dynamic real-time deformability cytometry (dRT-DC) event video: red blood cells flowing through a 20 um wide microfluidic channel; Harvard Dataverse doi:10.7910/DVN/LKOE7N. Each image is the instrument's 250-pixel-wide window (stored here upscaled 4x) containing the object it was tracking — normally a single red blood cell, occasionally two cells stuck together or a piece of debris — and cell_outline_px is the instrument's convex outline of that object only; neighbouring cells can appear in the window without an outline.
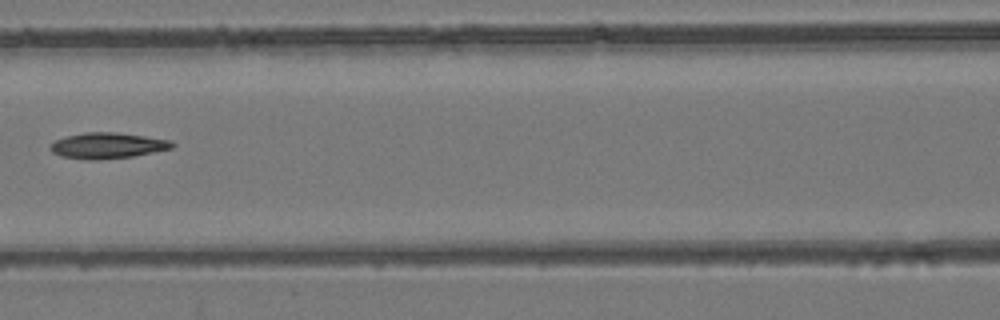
{"species": "common noctule bat (a hibernating species)", "species_latin": "Nyctalus noctula", "temperature_condition": "room temperature", "stored_images_in_passage": 8, "camera_frame_rate_fps": 3000, "um_per_image_px": 0.085, "animal": {"sex": "female", "body_mass_g": 24.6, "forearm_length_mm": 56.2}, "frame": {"image": 1, "passage_image": 7, "time_ms": 2.0, "image_size_px": [1000, 320], "cell_outline_px": [[176, 144], [172, 148], [132, 156], [96, 160], [88, 160], [60, 156], [52, 152], [48, 148], [56, 140], [64, 136], [84, 132], [116, 132], [172, 140]], "centroid_in_image_um": [9.12, 12.37], "position_along_channel_um": 157.5, "area_um2": 18.38}}
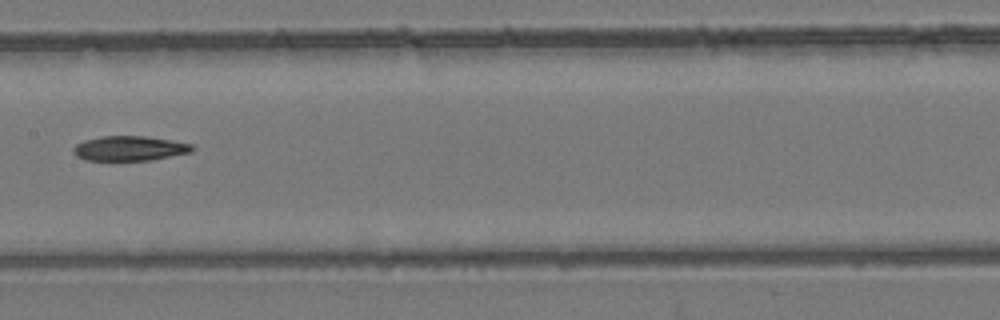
{"frame": {"image": 2, "passage_image": 8, "time_ms": 2.333, "image_size_px": [1000, 320], "cell_outline_px": [[196, 148], [192, 152], [148, 160], [84, 160], [76, 156], [72, 152], [72, 148], [76, 144], [84, 140], [100, 136], [148, 136], [172, 140], [192, 144]], "centroid_in_image_um": [11.0, 12.6], "position_along_channel_um": 196.4, "area_um2": 17.28}}